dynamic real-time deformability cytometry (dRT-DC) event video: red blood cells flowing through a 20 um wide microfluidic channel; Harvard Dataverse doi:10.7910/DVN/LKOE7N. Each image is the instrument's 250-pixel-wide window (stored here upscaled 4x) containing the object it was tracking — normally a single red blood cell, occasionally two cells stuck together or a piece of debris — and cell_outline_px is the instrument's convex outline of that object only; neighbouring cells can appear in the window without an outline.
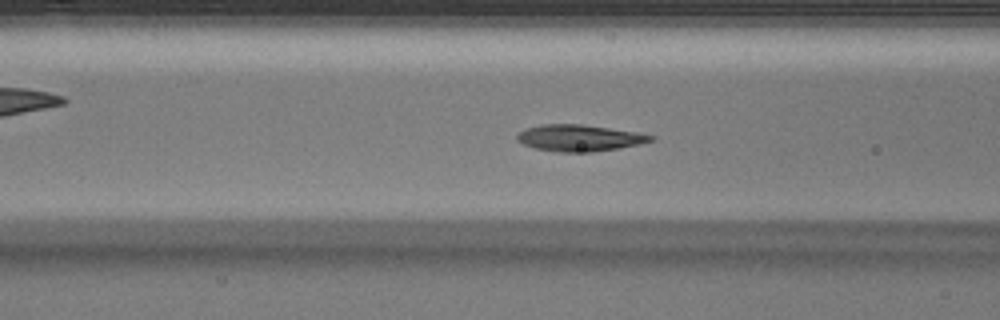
{"species": "Egyptian fruit bat (a non-hibernating species)", "species_latin": "Rousettus aegyptiacus", "temperature_condition": "warm", "stored_images_in_passage": 41, "camera_frame_rate_fps": 3000, "um_per_image_px": 0.085, "animal": {"sex": "male"}, "frame": {"image": 1, "passage_image": 10, "time_ms": 3.0, "image_size_px": [1000, 320], "cell_outline_px": [[656, 140], [640, 144], [620, 148], [592, 152], [556, 152], [536, 148], [524, 144], [516, 140], [516, 136], [520, 132], [528, 128], [544, 124], [584, 124], [640, 132], [656, 136]], "centroid_in_image_um": [49.33, 11.72], "position_along_channel_um": 117.3, "area_um2": 20.87}}
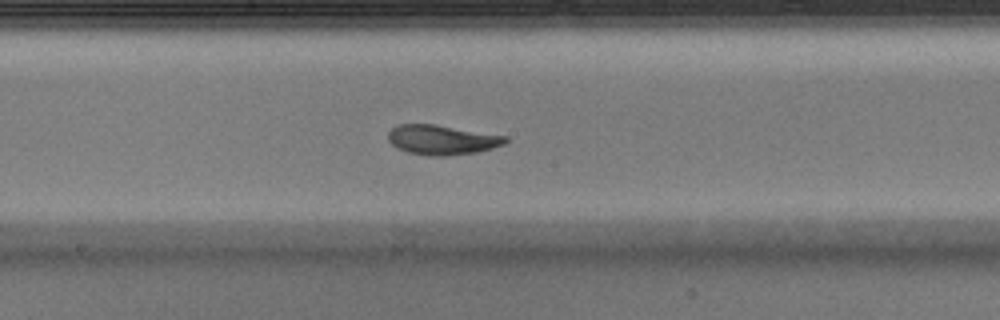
{"frame": {"image": 2, "passage_image": 17, "time_ms": 5.333, "image_size_px": [1000, 320], "cell_outline_px": [[508, 140], [504, 144], [492, 148], [476, 152], [448, 156], [428, 156], [408, 152], [396, 148], [388, 140], [388, 132], [396, 124], [432, 124], [508, 136]], "centroid_in_image_um": [37.54, 11.89], "position_along_channel_um": 210.7, "area_um2": 20.35}}
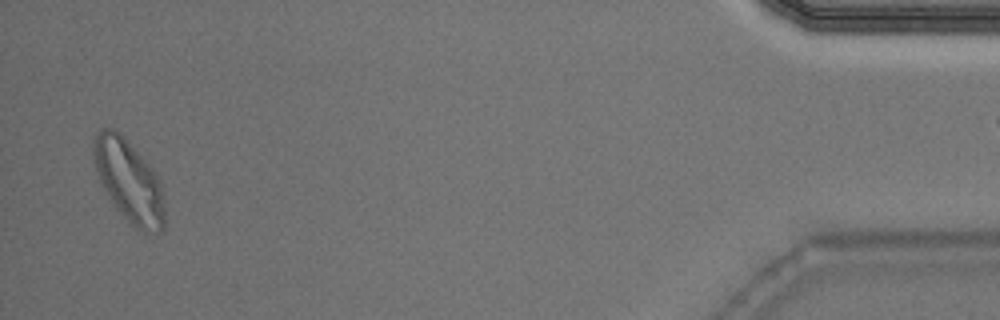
{"frame": {"image": 3, "passage_image": 39, "time_ms": 12.667, "image_size_px": [1000, 320], "cell_outline_px": [[164, 232], [144, 232], [136, 228], [116, 208], [108, 196], [100, 180], [92, 160], [92, 144], [100, 128], [112, 128], [124, 136], [152, 168], [160, 180], [164, 196]], "centroid_in_image_um": [10.96, 15.38], "position_along_channel_um": 424.2, "area_um2": 34.04}, "authors_computed_cell_mechanics": {"area_um2": 20.7502, "velocity_mm_per_s": 3.9932, "shape_relaxation_time_tau1_ms": 3.2414, "shape_relaxation_time_tau2_ms": 2.1094, "deformation_change_tau1": 0.1579, "deformation_change_tau2": 0.0869}}